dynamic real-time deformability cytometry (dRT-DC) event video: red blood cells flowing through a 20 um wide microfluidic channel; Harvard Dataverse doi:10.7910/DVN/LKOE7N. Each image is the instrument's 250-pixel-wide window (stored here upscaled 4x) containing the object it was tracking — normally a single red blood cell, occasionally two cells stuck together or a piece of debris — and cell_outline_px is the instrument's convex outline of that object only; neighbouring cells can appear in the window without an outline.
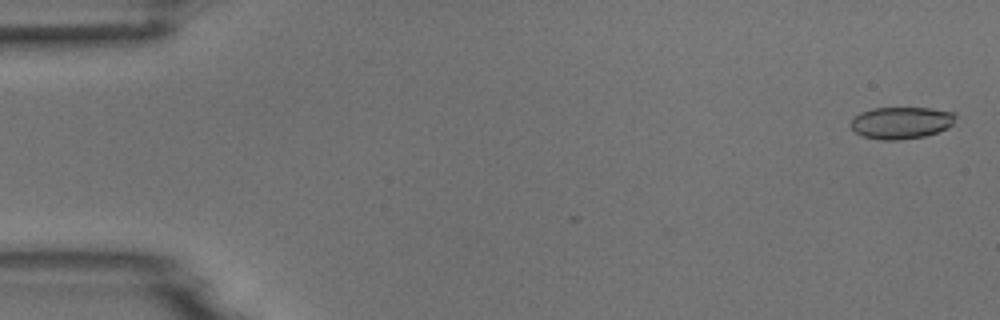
{"species": "common noctule bat (a hibernating species)", "species_latin": "Nyctalus noctula", "temperature_condition": "room temperature", "stored_images_in_passage": 5, "camera_frame_rate_fps": 3000, "um_per_image_px": 0.085, "animal": {"sex": "male", "body_mass_g": 18.8}, "frame": {"image": 1, "passage_image": 1, "time_ms": 0.0, "image_size_px": [1000, 320], "cell_outline_px": [[956, 116], [952, 124], [948, 128], [924, 136], [896, 140], [880, 140], [864, 136], [856, 132], [852, 128], [852, 120], [860, 112], [872, 108], [932, 108], [956, 112]], "centroid_in_image_um": [76.63, 10.42], "position_along_channel_um": 8.4, "area_um2": 19.42}}
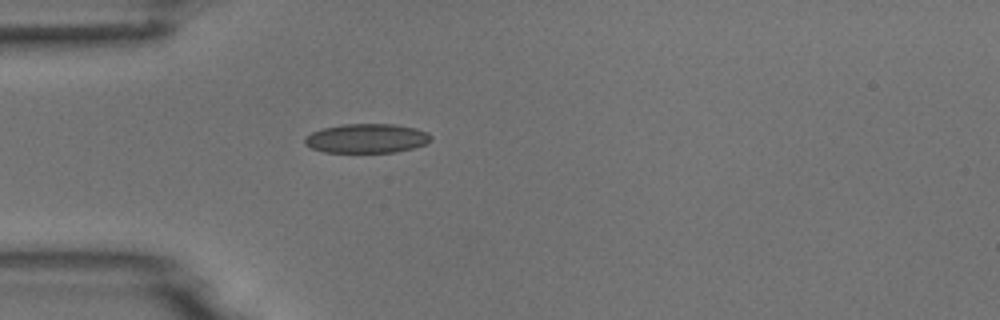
{"frame": {"image": 2, "passage_image": 5, "time_ms": 4.667, "image_size_px": [1000, 320], "cell_outline_px": [[432, 140], [424, 144], [412, 148], [396, 152], [324, 152], [312, 148], [304, 144], [304, 136], [312, 132], [324, 128], [344, 124], [392, 124], [416, 128], [428, 132], [432, 136]], "centroid_in_image_um": [31.17, 11.76], "position_along_channel_um": 53.8, "area_um2": 21.5}}